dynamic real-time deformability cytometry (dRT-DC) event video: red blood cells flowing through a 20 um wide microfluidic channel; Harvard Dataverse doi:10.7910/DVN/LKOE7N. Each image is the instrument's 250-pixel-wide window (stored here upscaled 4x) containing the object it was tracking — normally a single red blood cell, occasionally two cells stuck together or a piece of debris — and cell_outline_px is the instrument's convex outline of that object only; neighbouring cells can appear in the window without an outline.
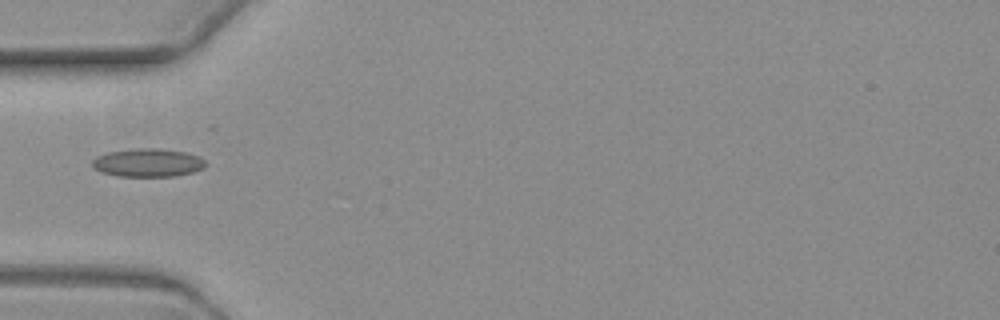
{"species": "common noctule bat (a hibernating species)", "species_latin": "Nyctalus noctula", "temperature_condition": "warm", "stored_images_in_passage": 2, "camera_frame_rate_fps": 3000, "um_per_image_px": 0.085, "animal": {"sex": "female", "body_mass_g": 19.3, "forearm_length_mm": 54.1}, "frame": {"image": 1, "passage_image": 2, "time_ms": 1.333, "image_size_px": [1000, 320], "cell_outline_px": [[208, 164], [204, 168], [192, 172], [176, 176], [116, 176], [100, 172], [92, 168], [92, 160], [96, 156], [108, 152], [140, 148], [160, 148], [184, 152], [200, 156]], "centroid_in_image_um": [12.56, 13.83], "position_along_channel_um": 72.4, "area_um2": 18.84}}